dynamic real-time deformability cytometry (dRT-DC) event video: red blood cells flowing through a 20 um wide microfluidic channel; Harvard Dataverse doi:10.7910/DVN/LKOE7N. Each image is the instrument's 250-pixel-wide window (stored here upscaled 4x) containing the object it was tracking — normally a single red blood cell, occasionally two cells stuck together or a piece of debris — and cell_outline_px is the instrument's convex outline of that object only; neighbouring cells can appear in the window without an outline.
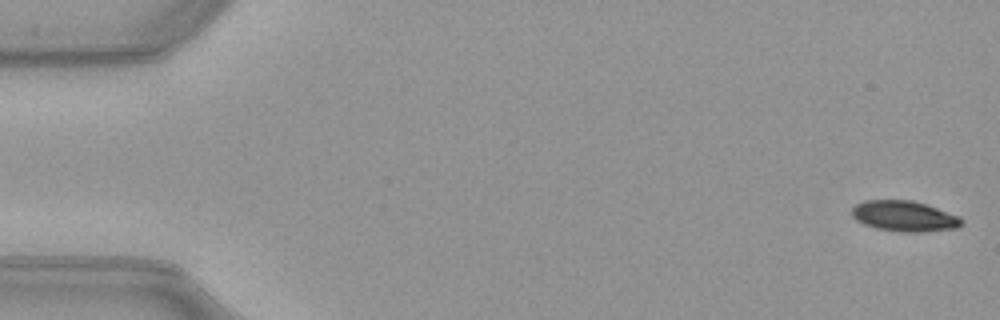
{"species": "common noctule bat (a hibernating species)", "species_latin": "Nyctalus noctula", "temperature_condition": "warm", "stored_images_in_passage": 51, "camera_frame_rate_fps": 3000, "um_per_image_px": 0.085, "animal": {"sex": "female", "body_mass_g": 21.9}, "frame": {"image": 1, "passage_image": 1, "time_ms": 0.0, "image_size_px": [1000, 320], "cell_outline_px": [[960, 224], [956, 228], [924, 232], [900, 232], [876, 228], [864, 224], [856, 220], [852, 216], [852, 208], [856, 204], [864, 200], [912, 200], [960, 216]], "centroid_in_image_um": [76.82, 18.37], "position_along_channel_um": 8.2, "area_um2": 19.42}}
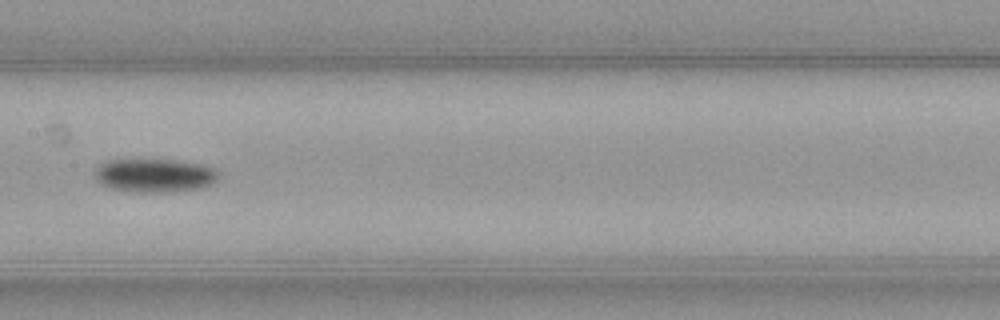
{"frame": {"image": 2, "passage_image": 26, "time_ms": 8.333, "image_size_px": [1000, 320], "cell_outline_px": [[220, 172], [216, 180], [212, 184], [200, 188], [168, 192], [124, 192], [100, 184], [96, 180], [96, 168], [104, 160], [176, 160], [204, 164], [216, 168]], "centroid_in_image_um": [13.16, 14.91], "position_along_channel_um": 194.2, "area_um2": 24.51}}
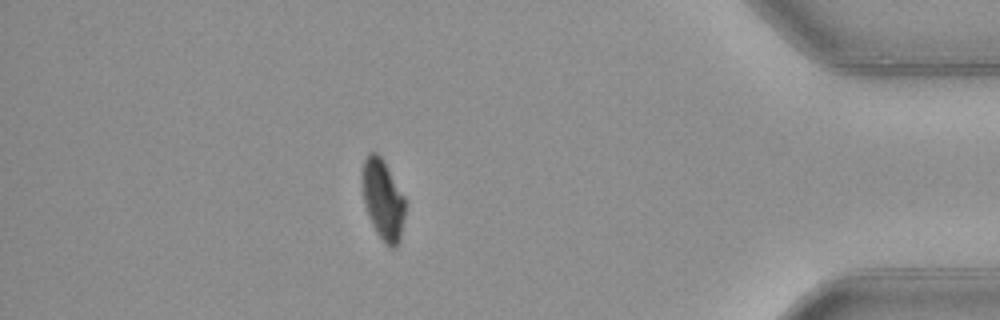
{"frame": {"image": 3, "passage_image": 45, "time_ms": 14.667, "image_size_px": [1000, 320], "cell_outline_px": [[404, 216], [400, 240], [396, 248], [388, 248], [384, 244], [376, 232], [368, 216], [364, 204], [360, 180], [360, 176], [364, 160], [368, 152], [376, 152], [384, 160], [404, 196]], "centroid_in_image_um": [32.51, 16.96], "position_along_channel_um": 402.7, "area_um2": 20.52}, "authors_computed_cell_mechanics": {"area_um2": 22.1952, "velocity_mm_per_s": 4.0018, "shape_relaxation_time_tau1_ms": 3.2382, "shape_relaxation_time_tau2_ms": null, "deformation_change_tau1": 0.1168, "deformation_change_tau2": null}}